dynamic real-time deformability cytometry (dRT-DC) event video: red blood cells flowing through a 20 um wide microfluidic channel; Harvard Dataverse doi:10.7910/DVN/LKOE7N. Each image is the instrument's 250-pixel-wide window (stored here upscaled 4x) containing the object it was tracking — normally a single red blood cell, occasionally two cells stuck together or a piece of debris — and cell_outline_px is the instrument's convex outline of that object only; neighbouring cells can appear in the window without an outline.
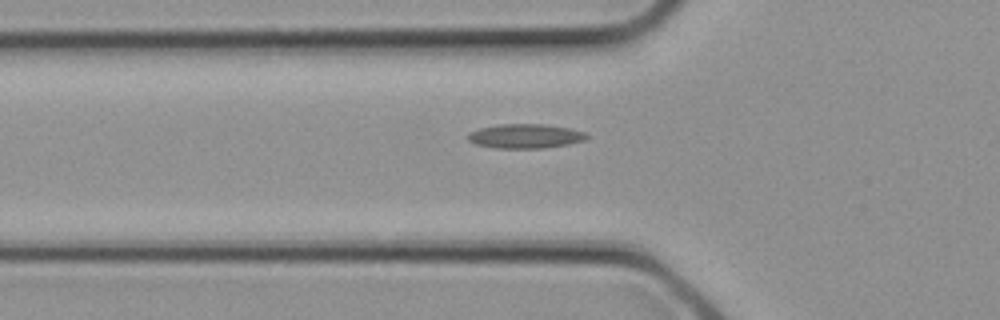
{"species": "common noctule bat (a hibernating species)", "species_latin": "Nyctalus noctula", "temperature_condition": "cold", "stored_images_in_passage": 3, "camera_frame_rate_fps": 3000, "um_per_image_px": 0.085, "animal": {"sex": "female", "body_mass_g": 21.9}, "frame": {"image": 1, "passage_image": 3, "time_ms": 0.667, "image_size_px": [1000, 320], "cell_outline_px": [[588, 136], [584, 140], [568, 144], [544, 148], [492, 148], [476, 144], [468, 140], [468, 132], [480, 128], [500, 124], [544, 124], [568, 128], [588, 132]], "centroid_in_image_um": [44.65, 11.57], "position_along_channel_um": 81.2, "area_um2": 16.88}}